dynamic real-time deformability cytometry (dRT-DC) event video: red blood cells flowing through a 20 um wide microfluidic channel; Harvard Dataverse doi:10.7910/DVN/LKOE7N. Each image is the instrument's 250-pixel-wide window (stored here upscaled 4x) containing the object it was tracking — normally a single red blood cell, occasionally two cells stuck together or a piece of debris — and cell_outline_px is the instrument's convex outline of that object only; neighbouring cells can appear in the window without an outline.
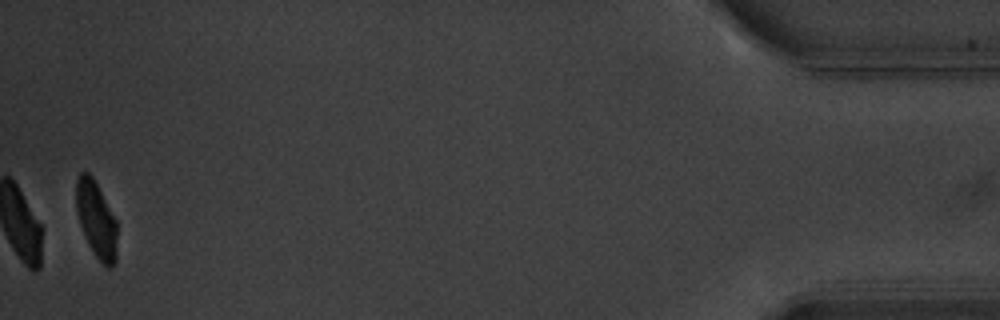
{"species": "common noctule bat (a hibernating species)", "species_latin": "Nyctalus noctula", "temperature_condition": "warm", "stored_images_in_passage": 15, "camera_frame_rate_fps": 3000, "um_per_image_px": 0.085, "animal": {"sex": "male", "body_mass_g": 20.1, "forearm_length_mm": 53.5}, "frame": {"image": 1, "passage_image": 15, "time_ms": 18.0, "image_size_px": [1000, 320], "cell_outline_px": [[116, 260], [112, 268], [108, 268], [96, 256], [88, 244], [84, 236], [76, 212], [76, 180], [80, 172], [88, 172], [92, 176], [116, 220]], "centroid_in_image_um": [8.17, 18.66], "position_along_channel_um": 427.0, "area_um2": 18.03}, "authors_computed_cell_mechanics": {"area_um2": 21.0392, "velocity_mm_per_s": 3.5561, "shape_relaxation_time_tau1_ms": 2.1389, "shape_relaxation_time_tau2_ms": 0.8568, "deformation_change_tau1": 0.1151, "deformation_change_tau2": 0.059}}